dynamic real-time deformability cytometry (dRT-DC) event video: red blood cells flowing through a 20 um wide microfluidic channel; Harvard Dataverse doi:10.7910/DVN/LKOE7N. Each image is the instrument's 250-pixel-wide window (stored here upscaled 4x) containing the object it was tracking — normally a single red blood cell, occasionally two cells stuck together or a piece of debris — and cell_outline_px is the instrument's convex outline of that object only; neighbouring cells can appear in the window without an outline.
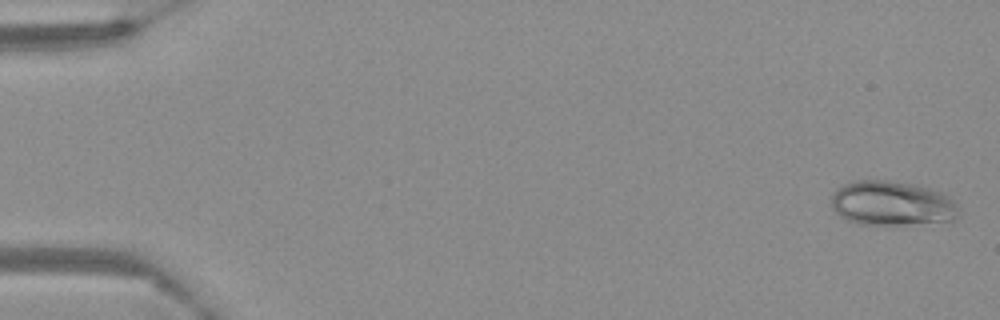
{"species": "Egyptian fruit bat (a non-hibernating species)", "species_latin": "Rousettus aegyptiacus", "temperature_condition": "warm", "stored_images_in_passage": 58, "camera_frame_rate_fps": 3000, "um_per_image_px": 0.085, "frame": {"image": 1, "passage_image": 2, "time_ms": 0.333, "image_size_px": [1000, 320], "cell_outline_px": [[960, 212], [952, 220], [904, 224], [860, 224], [848, 220], [840, 216], [832, 208], [832, 192], [836, 188], [844, 184], [856, 180], [888, 180], [916, 184], [940, 192], [948, 196], [956, 204]], "centroid_in_image_um": [75.78, 17.26], "position_along_channel_um": 9.2, "area_um2": 32.95}}
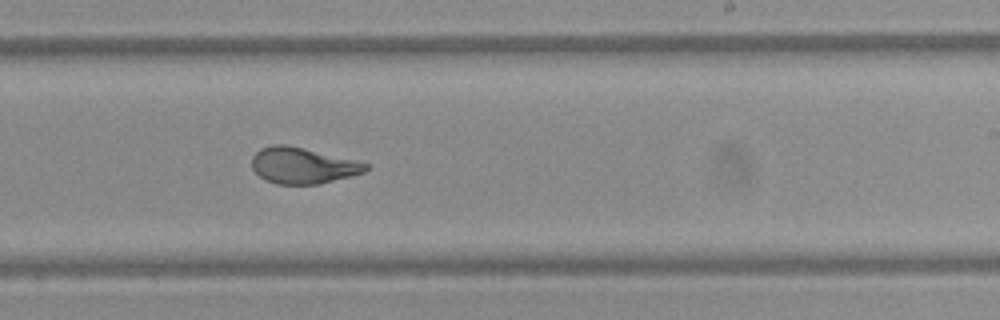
{"frame": {"image": 2, "passage_image": 38, "time_ms": 12.333, "image_size_px": [1000, 320], "cell_outline_px": [[368, 168], [364, 172], [352, 176], [320, 184], [276, 184], [264, 180], [252, 168], [252, 156], [260, 148], [272, 144], [284, 144], [368, 164]], "centroid_in_image_um": [25.67, 14.09], "position_along_channel_um": 263.3, "area_um2": 23.58}}
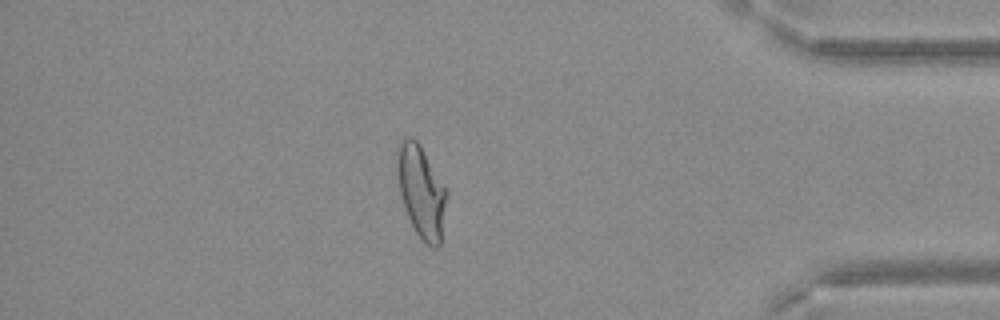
{"frame": {"image": 3, "passage_image": 53, "time_ms": 17.333, "image_size_px": [1000, 320], "cell_outline_px": [[448, 192], [440, 244], [436, 248], [432, 248], [416, 232], [408, 216], [400, 192], [396, 172], [396, 148], [400, 140], [404, 136], [412, 136], [420, 144], [448, 188]], "centroid_in_image_um": [35.81, 16.18], "position_along_channel_um": 399.4, "area_um2": 26.93}}